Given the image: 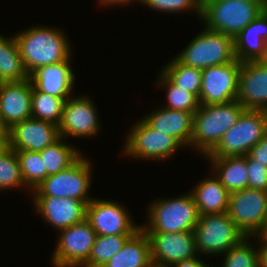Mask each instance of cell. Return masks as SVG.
Returning <instances> with one entry per match:
<instances>
[{
  "instance_id": "f546056e",
  "label": "cell",
  "mask_w": 267,
  "mask_h": 267,
  "mask_svg": "<svg viewBox=\"0 0 267 267\" xmlns=\"http://www.w3.org/2000/svg\"><path fill=\"white\" fill-rule=\"evenodd\" d=\"M64 99L38 91L32 84L31 117L59 125Z\"/></svg>"
},
{
  "instance_id": "52a82bcc",
  "label": "cell",
  "mask_w": 267,
  "mask_h": 267,
  "mask_svg": "<svg viewBox=\"0 0 267 267\" xmlns=\"http://www.w3.org/2000/svg\"><path fill=\"white\" fill-rule=\"evenodd\" d=\"M91 165L89 158L81 155L68 168L49 175L31 192L33 196L74 198L87 205L93 199L88 195L93 181Z\"/></svg>"
},
{
  "instance_id": "e0dca14e",
  "label": "cell",
  "mask_w": 267,
  "mask_h": 267,
  "mask_svg": "<svg viewBox=\"0 0 267 267\" xmlns=\"http://www.w3.org/2000/svg\"><path fill=\"white\" fill-rule=\"evenodd\" d=\"M236 100L244 109L267 111V60L241 63Z\"/></svg>"
},
{
  "instance_id": "ee69618b",
  "label": "cell",
  "mask_w": 267,
  "mask_h": 267,
  "mask_svg": "<svg viewBox=\"0 0 267 267\" xmlns=\"http://www.w3.org/2000/svg\"><path fill=\"white\" fill-rule=\"evenodd\" d=\"M263 13L267 16V0H263Z\"/></svg>"
},
{
  "instance_id": "ba28073f",
  "label": "cell",
  "mask_w": 267,
  "mask_h": 267,
  "mask_svg": "<svg viewBox=\"0 0 267 267\" xmlns=\"http://www.w3.org/2000/svg\"><path fill=\"white\" fill-rule=\"evenodd\" d=\"M175 58L201 70L233 62L236 60L234 38L204 28Z\"/></svg>"
},
{
  "instance_id": "1f68e13d",
  "label": "cell",
  "mask_w": 267,
  "mask_h": 267,
  "mask_svg": "<svg viewBox=\"0 0 267 267\" xmlns=\"http://www.w3.org/2000/svg\"><path fill=\"white\" fill-rule=\"evenodd\" d=\"M24 184L33 191L49 175L39 152L16 151Z\"/></svg>"
},
{
  "instance_id": "d6a6232c",
  "label": "cell",
  "mask_w": 267,
  "mask_h": 267,
  "mask_svg": "<svg viewBox=\"0 0 267 267\" xmlns=\"http://www.w3.org/2000/svg\"><path fill=\"white\" fill-rule=\"evenodd\" d=\"M252 237L244 238L238 245L233 246L223 257L222 267H260L259 248L250 244Z\"/></svg>"
},
{
  "instance_id": "277c9868",
  "label": "cell",
  "mask_w": 267,
  "mask_h": 267,
  "mask_svg": "<svg viewBox=\"0 0 267 267\" xmlns=\"http://www.w3.org/2000/svg\"><path fill=\"white\" fill-rule=\"evenodd\" d=\"M152 201L148 207V221L141 225L144 232L177 233L193 231L199 220V213L191 193L176 198Z\"/></svg>"
},
{
  "instance_id": "7bdbcfd3",
  "label": "cell",
  "mask_w": 267,
  "mask_h": 267,
  "mask_svg": "<svg viewBox=\"0 0 267 267\" xmlns=\"http://www.w3.org/2000/svg\"><path fill=\"white\" fill-rule=\"evenodd\" d=\"M0 136H9V127L5 124L0 113Z\"/></svg>"
},
{
  "instance_id": "7a4b0ae2",
  "label": "cell",
  "mask_w": 267,
  "mask_h": 267,
  "mask_svg": "<svg viewBox=\"0 0 267 267\" xmlns=\"http://www.w3.org/2000/svg\"><path fill=\"white\" fill-rule=\"evenodd\" d=\"M244 107L233 100L221 104H200L193 115V132L190 147L206 156L222 136L237 123Z\"/></svg>"
},
{
  "instance_id": "5b68a950",
  "label": "cell",
  "mask_w": 267,
  "mask_h": 267,
  "mask_svg": "<svg viewBox=\"0 0 267 267\" xmlns=\"http://www.w3.org/2000/svg\"><path fill=\"white\" fill-rule=\"evenodd\" d=\"M266 134L267 111L245 109L205 157L245 156Z\"/></svg>"
},
{
  "instance_id": "30bf717a",
  "label": "cell",
  "mask_w": 267,
  "mask_h": 267,
  "mask_svg": "<svg viewBox=\"0 0 267 267\" xmlns=\"http://www.w3.org/2000/svg\"><path fill=\"white\" fill-rule=\"evenodd\" d=\"M58 232L60 236L51 259L53 267H82L97 236L90 222L85 218Z\"/></svg>"
},
{
  "instance_id": "74e56055",
  "label": "cell",
  "mask_w": 267,
  "mask_h": 267,
  "mask_svg": "<svg viewBox=\"0 0 267 267\" xmlns=\"http://www.w3.org/2000/svg\"><path fill=\"white\" fill-rule=\"evenodd\" d=\"M171 267H210V266L207 265L206 262L202 261V259L199 258L198 256L188 260L176 262Z\"/></svg>"
},
{
  "instance_id": "b9f144b4",
  "label": "cell",
  "mask_w": 267,
  "mask_h": 267,
  "mask_svg": "<svg viewBox=\"0 0 267 267\" xmlns=\"http://www.w3.org/2000/svg\"><path fill=\"white\" fill-rule=\"evenodd\" d=\"M255 237L257 238V240L267 241V214L263 227L260 229V231Z\"/></svg>"
},
{
  "instance_id": "f35d334b",
  "label": "cell",
  "mask_w": 267,
  "mask_h": 267,
  "mask_svg": "<svg viewBox=\"0 0 267 267\" xmlns=\"http://www.w3.org/2000/svg\"><path fill=\"white\" fill-rule=\"evenodd\" d=\"M259 265L260 267H267V241L259 240Z\"/></svg>"
},
{
  "instance_id": "8fae6325",
  "label": "cell",
  "mask_w": 267,
  "mask_h": 267,
  "mask_svg": "<svg viewBox=\"0 0 267 267\" xmlns=\"http://www.w3.org/2000/svg\"><path fill=\"white\" fill-rule=\"evenodd\" d=\"M227 213L246 237H255L266 219L267 191L246 188L230 193Z\"/></svg>"
},
{
  "instance_id": "83f0119b",
  "label": "cell",
  "mask_w": 267,
  "mask_h": 267,
  "mask_svg": "<svg viewBox=\"0 0 267 267\" xmlns=\"http://www.w3.org/2000/svg\"><path fill=\"white\" fill-rule=\"evenodd\" d=\"M175 85L194 94L198 99L201 91L202 70L186 66L176 58L161 70Z\"/></svg>"
},
{
  "instance_id": "8992f818",
  "label": "cell",
  "mask_w": 267,
  "mask_h": 267,
  "mask_svg": "<svg viewBox=\"0 0 267 267\" xmlns=\"http://www.w3.org/2000/svg\"><path fill=\"white\" fill-rule=\"evenodd\" d=\"M192 232L198 254L206 256H220L246 238L227 212L199 216Z\"/></svg>"
},
{
  "instance_id": "3957f363",
  "label": "cell",
  "mask_w": 267,
  "mask_h": 267,
  "mask_svg": "<svg viewBox=\"0 0 267 267\" xmlns=\"http://www.w3.org/2000/svg\"><path fill=\"white\" fill-rule=\"evenodd\" d=\"M263 12V0H202L204 28L235 37Z\"/></svg>"
},
{
  "instance_id": "2e32d148",
  "label": "cell",
  "mask_w": 267,
  "mask_h": 267,
  "mask_svg": "<svg viewBox=\"0 0 267 267\" xmlns=\"http://www.w3.org/2000/svg\"><path fill=\"white\" fill-rule=\"evenodd\" d=\"M59 138L57 125L32 117L9 129L10 148L15 151L39 152Z\"/></svg>"
},
{
  "instance_id": "4dcf8cb0",
  "label": "cell",
  "mask_w": 267,
  "mask_h": 267,
  "mask_svg": "<svg viewBox=\"0 0 267 267\" xmlns=\"http://www.w3.org/2000/svg\"><path fill=\"white\" fill-rule=\"evenodd\" d=\"M158 77V85H161L167 91V104H164L162 107L171 110L192 112L193 114L197 111L200 103L194 94L175 85L162 71H160Z\"/></svg>"
},
{
  "instance_id": "8d00e7d4",
  "label": "cell",
  "mask_w": 267,
  "mask_h": 267,
  "mask_svg": "<svg viewBox=\"0 0 267 267\" xmlns=\"http://www.w3.org/2000/svg\"><path fill=\"white\" fill-rule=\"evenodd\" d=\"M254 161L267 167V134L247 154Z\"/></svg>"
},
{
  "instance_id": "e575fe53",
  "label": "cell",
  "mask_w": 267,
  "mask_h": 267,
  "mask_svg": "<svg viewBox=\"0 0 267 267\" xmlns=\"http://www.w3.org/2000/svg\"><path fill=\"white\" fill-rule=\"evenodd\" d=\"M139 3L161 12L178 13L192 10L201 16L202 0H139Z\"/></svg>"
},
{
  "instance_id": "ac0fdd59",
  "label": "cell",
  "mask_w": 267,
  "mask_h": 267,
  "mask_svg": "<svg viewBox=\"0 0 267 267\" xmlns=\"http://www.w3.org/2000/svg\"><path fill=\"white\" fill-rule=\"evenodd\" d=\"M34 207L44 221L60 231L86 218V204L74 198L33 196Z\"/></svg>"
},
{
  "instance_id": "cb8c5ba5",
  "label": "cell",
  "mask_w": 267,
  "mask_h": 267,
  "mask_svg": "<svg viewBox=\"0 0 267 267\" xmlns=\"http://www.w3.org/2000/svg\"><path fill=\"white\" fill-rule=\"evenodd\" d=\"M103 267H153L147 234L137 230Z\"/></svg>"
},
{
  "instance_id": "ffe728a7",
  "label": "cell",
  "mask_w": 267,
  "mask_h": 267,
  "mask_svg": "<svg viewBox=\"0 0 267 267\" xmlns=\"http://www.w3.org/2000/svg\"><path fill=\"white\" fill-rule=\"evenodd\" d=\"M234 53L241 63L267 60V16L263 12L234 37Z\"/></svg>"
},
{
  "instance_id": "d6986e66",
  "label": "cell",
  "mask_w": 267,
  "mask_h": 267,
  "mask_svg": "<svg viewBox=\"0 0 267 267\" xmlns=\"http://www.w3.org/2000/svg\"><path fill=\"white\" fill-rule=\"evenodd\" d=\"M32 81L0 83V113L9 129L31 118Z\"/></svg>"
},
{
  "instance_id": "603a6c76",
  "label": "cell",
  "mask_w": 267,
  "mask_h": 267,
  "mask_svg": "<svg viewBox=\"0 0 267 267\" xmlns=\"http://www.w3.org/2000/svg\"><path fill=\"white\" fill-rule=\"evenodd\" d=\"M193 188L190 193L194 198L199 216L228 211L230 192L221 184L213 172L211 177L202 179Z\"/></svg>"
},
{
  "instance_id": "836d02e7",
  "label": "cell",
  "mask_w": 267,
  "mask_h": 267,
  "mask_svg": "<svg viewBox=\"0 0 267 267\" xmlns=\"http://www.w3.org/2000/svg\"><path fill=\"white\" fill-rule=\"evenodd\" d=\"M25 186L21 175V169L17 153L13 149H9L0 156V191L9 189H18Z\"/></svg>"
},
{
  "instance_id": "44dd1931",
  "label": "cell",
  "mask_w": 267,
  "mask_h": 267,
  "mask_svg": "<svg viewBox=\"0 0 267 267\" xmlns=\"http://www.w3.org/2000/svg\"><path fill=\"white\" fill-rule=\"evenodd\" d=\"M70 57L67 61L42 66L35 70L29 78L33 86L40 92L48 93L67 100L72 96L75 74Z\"/></svg>"
},
{
  "instance_id": "f1b7e54d",
  "label": "cell",
  "mask_w": 267,
  "mask_h": 267,
  "mask_svg": "<svg viewBox=\"0 0 267 267\" xmlns=\"http://www.w3.org/2000/svg\"><path fill=\"white\" fill-rule=\"evenodd\" d=\"M132 235H97L88 260L82 267H103Z\"/></svg>"
},
{
  "instance_id": "6da1fadb",
  "label": "cell",
  "mask_w": 267,
  "mask_h": 267,
  "mask_svg": "<svg viewBox=\"0 0 267 267\" xmlns=\"http://www.w3.org/2000/svg\"><path fill=\"white\" fill-rule=\"evenodd\" d=\"M23 66L30 76L42 66L67 61L71 45L63 30L48 26H35L14 34Z\"/></svg>"
},
{
  "instance_id": "d590c367",
  "label": "cell",
  "mask_w": 267,
  "mask_h": 267,
  "mask_svg": "<svg viewBox=\"0 0 267 267\" xmlns=\"http://www.w3.org/2000/svg\"><path fill=\"white\" fill-rule=\"evenodd\" d=\"M248 188L267 191V167L246 155Z\"/></svg>"
},
{
  "instance_id": "4316f807",
  "label": "cell",
  "mask_w": 267,
  "mask_h": 267,
  "mask_svg": "<svg viewBox=\"0 0 267 267\" xmlns=\"http://www.w3.org/2000/svg\"><path fill=\"white\" fill-rule=\"evenodd\" d=\"M48 175L56 174L72 165L81 155L80 149L71 146L63 138L39 151Z\"/></svg>"
},
{
  "instance_id": "7402d4cb",
  "label": "cell",
  "mask_w": 267,
  "mask_h": 267,
  "mask_svg": "<svg viewBox=\"0 0 267 267\" xmlns=\"http://www.w3.org/2000/svg\"><path fill=\"white\" fill-rule=\"evenodd\" d=\"M193 113L159 107L142 119L154 130L176 138L182 145L190 147L193 132Z\"/></svg>"
},
{
  "instance_id": "d4e9b609",
  "label": "cell",
  "mask_w": 267,
  "mask_h": 267,
  "mask_svg": "<svg viewBox=\"0 0 267 267\" xmlns=\"http://www.w3.org/2000/svg\"><path fill=\"white\" fill-rule=\"evenodd\" d=\"M207 159L212 172L230 193L248 188L246 155Z\"/></svg>"
},
{
  "instance_id": "9a60e30c",
  "label": "cell",
  "mask_w": 267,
  "mask_h": 267,
  "mask_svg": "<svg viewBox=\"0 0 267 267\" xmlns=\"http://www.w3.org/2000/svg\"><path fill=\"white\" fill-rule=\"evenodd\" d=\"M145 233L150 242L153 267H171L176 262L199 256L192 231Z\"/></svg>"
},
{
  "instance_id": "4fadbf2b",
  "label": "cell",
  "mask_w": 267,
  "mask_h": 267,
  "mask_svg": "<svg viewBox=\"0 0 267 267\" xmlns=\"http://www.w3.org/2000/svg\"><path fill=\"white\" fill-rule=\"evenodd\" d=\"M129 210L111 200L94 198L86 206V219L97 235L134 234L141 228Z\"/></svg>"
},
{
  "instance_id": "ab89813d",
  "label": "cell",
  "mask_w": 267,
  "mask_h": 267,
  "mask_svg": "<svg viewBox=\"0 0 267 267\" xmlns=\"http://www.w3.org/2000/svg\"><path fill=\"white\" fill-rule=\"evenodd\" d=\"M98 3L101 5L106 6V7H112V6H122V5H127V4H131L135 2H138L139 3V0H97ZM114 4V5H113Z\"/></svg>"
},
{
  "instance_id": "9c48e42d",
  "label": "cell",
  "mask_w": 267,
  "mask_h": 267,
  "mask_svg": "<svg viewBox=\"0 0 267 267\" xmlns=\"http://www.w3.org/2000/svg\"><path fill=\"white\" fill-rule=\"evenodd\" d=\"M123 154L134 159L167 160L182 144L173 136L152 129L143 119L129 130ZM171 156V157H170Z\"/></svg>"
},
{
  "instance_id": "60d3db41",
  "label": "cell",
  "mask_w": 267,
  "mask_h": 267,
  "mask_svg": "<svg viewBox=\"0 0 267 267\" xmlns=\"http://www.w3.org/2000/svg\"><path fill=\"white\" fill-rule=\"evenodd\" d=\"M10 149L9 136H0V156Z\"/></svg>"
},
{
  "instance_id": "484cf974",
  "label": "cell",
  "mask_w": 267,
  "mask_h": 267,
  "mask_svg": "<svg viewBox=\"0 0 267 267\" xmlns=\"http://www.w3.org/2000/svg\"><path fill=\"white\" fill-rule=\"evenodd\" d=\"M29 78L16 39L0 34V83L20 82Z\"/></svg>"
},
{
  "instance_id": "7c38bea8",
  "label": "cell",
  "mask_w": 267,
  "mask_h": 267,
  "mask_svg": "<svg viewBox=\"0 0 267 267\" xmlns=\"http://www.w3.org/2000/svg\"><path fill=\"white\" fill-rule=\"evenodd\" d=\"M241 62L211 66L202 70L199 103L203 105L227 103L237 99Z\"/></svg>"
},
{
  "instance_id": "5bb4252c",
  "label": "cell",
  "mask_w": 267,
  "mask_h": 267,
  "mask_svg": "<svg viewBox=\"0 0 267 267\" xmlns=\"http://www.w3.org/2000/svg\"><path fill=\"white\" fill-rule=\"evenodd\" d=\"M88 96L69 97L64 101L62 118L58 125L59 136L94 137L101 129L97 108Z\"/></svg>"
}]
</instances>
